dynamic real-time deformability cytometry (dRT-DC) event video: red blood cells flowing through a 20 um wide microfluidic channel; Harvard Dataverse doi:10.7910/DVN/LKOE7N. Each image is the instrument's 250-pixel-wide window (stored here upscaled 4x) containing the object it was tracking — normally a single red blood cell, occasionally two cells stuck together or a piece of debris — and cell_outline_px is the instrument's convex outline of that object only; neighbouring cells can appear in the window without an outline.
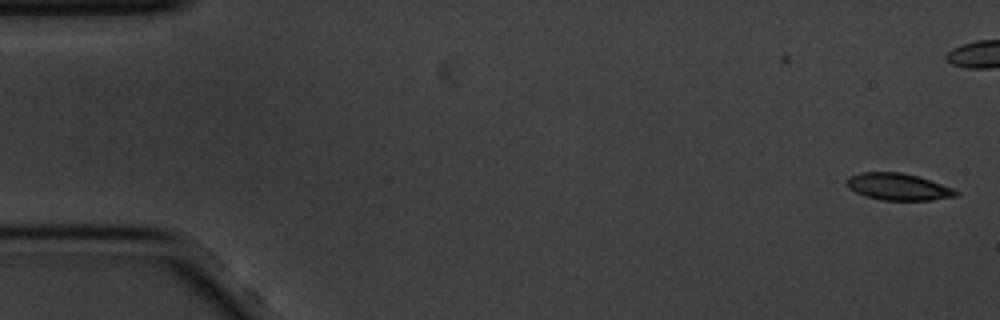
{"species": "common noctule bat (a hibernating species)", "species_latin": "Nyctalus noctula", "temperature_condition": "cold", "stored_images_in_passage": 29, "camera_frame_rate_fps": 3000, "um_per_image_px": 0.085, "animal": {"sex": "male", "body_mass_g": 20.1, "forearm_length_mm": 53.5}, "frame": {"image": 1, "passage_image": 1, "time_ms": 0.0, "image_size_px": [1000, 320], "cell_outline_px": [[960, 196], [932, 200], [880, 200], [864, 196], [848, 188], [844, 184], [844, 180], [848, 176], [860, 172], [900, 172], [916, 176], [952, 188], [960, 192]], "centroid_in_image_um": [76.29, 15.88], "position_along_channel_um": 8.7, "area_um2": 17.28}}
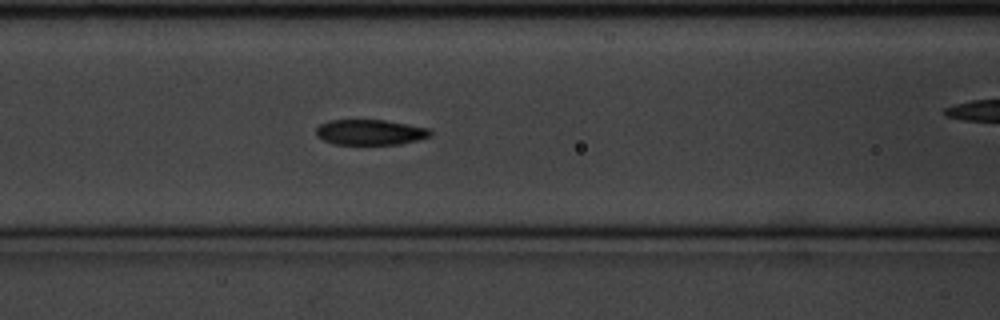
{"frame": {"image": 2, "passage_image": 23, "time_ms": 7.333, "image_size_px": [1000, 320], "cell_outline_px": [[432, 136], [400, 144], [332, 144], [316, 136], [316, 128], [320, 124], [328, 120], [384, 120], [432, 128]], "centroid_in_image_um": [31.48, 11.23], "position_along_channel_um": 135.1, "area_um2": 17.05}}
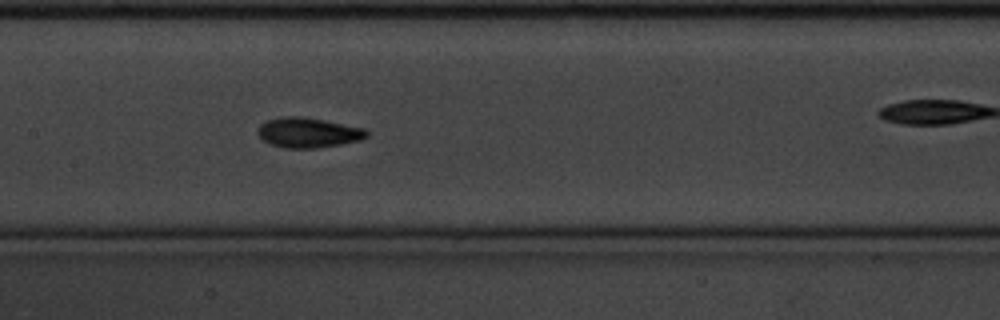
{"frame": {"image": 3, "passage_image": 27, "time_ms": 8.667, "image_size_px": [1000, 320], "cell_outline_px": [[368, 136], [360, 140], [340, 144], [316, 148], [284, 148], [272, 144], [264, 140], [256, 132], [260, 124], [268, 120], [280, 116], [300, 116], [324, 120], [364, 128], [368, 132]], "centroid_in_image_um": [26.18, 11.26], "position_along_channel_um": 181.2, "area_um2": 18.96}}